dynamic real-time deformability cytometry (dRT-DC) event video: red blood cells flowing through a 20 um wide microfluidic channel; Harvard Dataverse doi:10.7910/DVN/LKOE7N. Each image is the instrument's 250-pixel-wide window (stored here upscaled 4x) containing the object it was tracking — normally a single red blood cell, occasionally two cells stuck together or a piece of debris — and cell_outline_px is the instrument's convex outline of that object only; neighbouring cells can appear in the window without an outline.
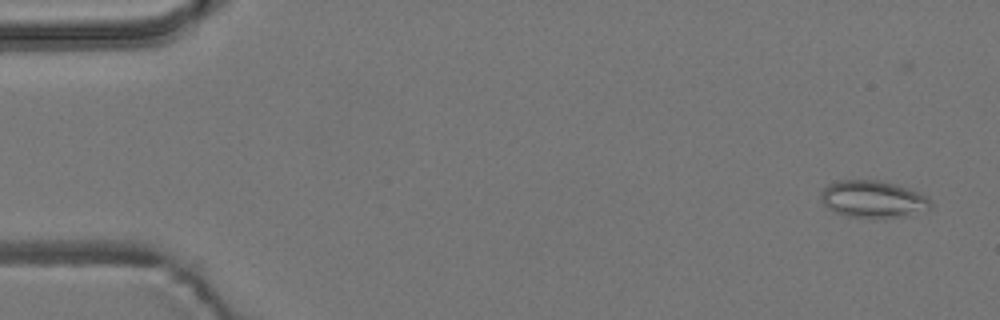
{"species": "common noctule bat (a hibernating species)", "species_latin": "Nyctalus noctula", "temperature_condition": "room temperature", "stored_images_in_passage": 5, "camera_frame_rate_fps": 3000, "um_per_image_px": 0.085, "animal": {"sex": "male", "body_mass_g": 19.2, "forearm_length_mm": 51.8}, "frame": {"image": 1, "passage_image": 2, "time_ms": 1.0, "image_size_px": [1000, 320], "cell_outline_px": [[932, 208], [912, 216], [844, 216], [828, 208], [820, 200], [820, 196], [824, 188], [828, 184], [836, 180], [880, 180], [896, 184], [920, 192], [928, 196], [932, 204]], "centroid_in_image_um": [74.24, 16.9], "position_along_channel_um": 10.8, "area_um2": 23.76}}